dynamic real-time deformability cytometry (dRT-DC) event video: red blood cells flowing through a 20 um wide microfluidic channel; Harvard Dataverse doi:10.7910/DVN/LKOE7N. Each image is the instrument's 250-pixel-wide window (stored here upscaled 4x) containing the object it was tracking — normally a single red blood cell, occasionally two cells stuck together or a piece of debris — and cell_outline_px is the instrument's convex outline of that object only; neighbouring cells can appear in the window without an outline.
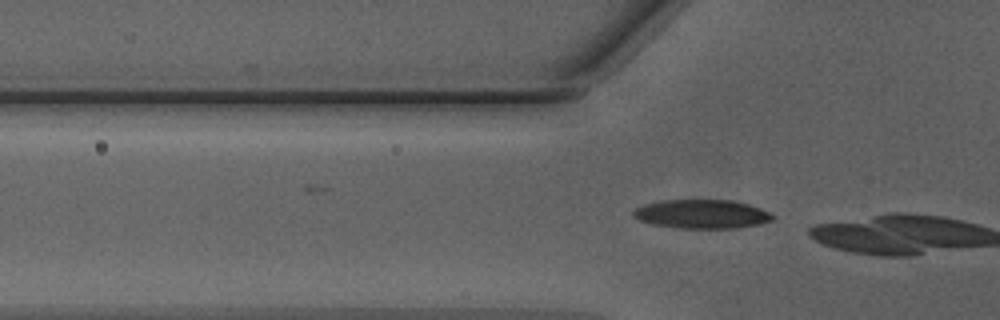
{"species": "Egyptian fruit bat (a non-hibernating species)", "species_latin": "Rousettus aegyptiacus", "temperature_condition": "warm", "stored_images_in_passage": 5, "camera_frame_rate_fps": 3000, "um_per_image_px": 0.085, "animal": {"sex": "male"}, "frame": {"image": 1, "passage_image": 5, "time_ms": 1.333, "image_size_px": [1000, 320], "cell_outline_px": [[776, 216], [772, 220], [760, 224], [736, 228], [676, 228], [652, 224], [640, 220], [632, 216], [632, 212], [636, 208], [644, 204], [660, 200], [732, 200], [748, 204], [760, 208]], "centroid_in_image_um": [59.64, 18.19], "position_along_channel_um": 66.2, "area_um2": 23.52}}